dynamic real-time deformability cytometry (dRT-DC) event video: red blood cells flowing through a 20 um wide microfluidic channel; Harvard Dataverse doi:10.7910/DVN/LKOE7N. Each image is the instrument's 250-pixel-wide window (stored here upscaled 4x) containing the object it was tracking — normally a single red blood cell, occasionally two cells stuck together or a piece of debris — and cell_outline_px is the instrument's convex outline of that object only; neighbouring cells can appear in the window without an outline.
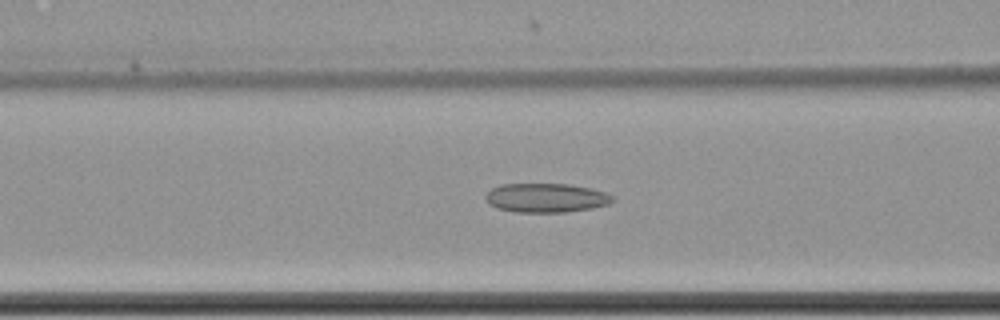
{"species": "common noctule bat (a hibernating species)", "species_latin": "Nyctalus noctula", "temperature_condition": "cold", "stored_images_in_passage": 62, "camera_frame_rate_fps": 3000, "um_per_image_px": 0.085, "animal": {"sex": "female", "body_mass_g": 22.7, "forearm_length_mm": 54.2}, "frame": {"image": 1, "passage_image": 27, "time_ms": 8.667, "image_size_px": [1000, 320], "cell_outline_px": [[616, 200], [608, 204], [592, 208], [564, 212], [516, 212], [496, 208], [488, 204], [484, 200], [484, 196], [492, 188], [500, 184], [568, 184], [592, 188], [616, 196]], "centroid_in_image_um": [46.41, 16.81], "position_along_channel_um": 120.2, "area_um2": 21.79}}
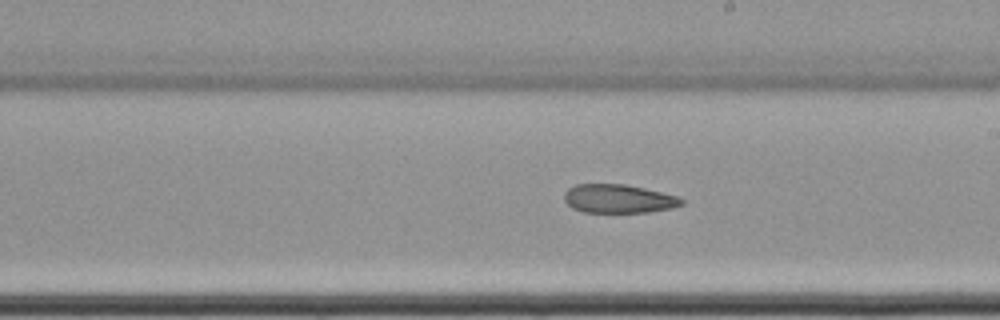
{"frame": {"image": 2, "passage_image": 37, "time_ms": 12.0, "image_size_px": [1000, 320], "cell_outline_px": [[684, 204], [672, 208], [648, 212], [584, 212], [572, 208], [564, 200], [564, 192], [568, 188], [576, 184], [624, 184], [644, 188], [676, 196], [684, 200]], "centroid_in_image_um": [52.55, 16.89], "position_along_channel_um": 236.4, "area_um2": 19.54}}
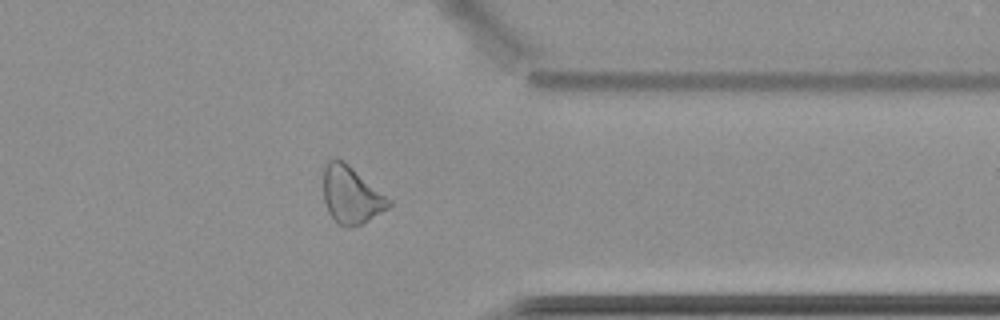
{"frame": {"image": 3, "passage_image": 50, "time_ms": 16.333, "image_size_px": [1000, 320], "cell_outline_px": [[392, 204], [388, 208], [368, 220], [360, 224], [348, 228], [344, 228], [336, 224], [328, 212], [324, 200], [324, 164], [328, 160], [340, 160], [348, 164], [392, 200]], "centroid_in_image_um": [29.84, 16.61], "position_along_channel_um": 381.6, "area_um2": 21.73}}